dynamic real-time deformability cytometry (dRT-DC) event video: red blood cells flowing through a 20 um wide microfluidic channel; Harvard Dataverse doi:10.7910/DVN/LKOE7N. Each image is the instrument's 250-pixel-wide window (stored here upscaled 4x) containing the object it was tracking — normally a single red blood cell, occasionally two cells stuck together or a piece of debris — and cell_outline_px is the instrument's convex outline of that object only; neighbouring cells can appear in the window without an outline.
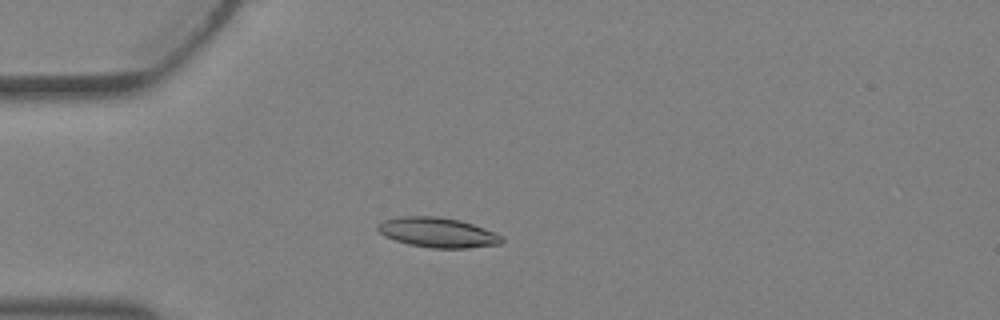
{"species": "Egyptian fruit bat (a non-hibernating species)", "species_latin": "Rousettus aegyptiacus", "temperature_condition": "warm", "stored_images_in_passage": 4, "camera_frame_rate_fps": 3000, "um_per_image_px": 0.085, "animal": {"sex": "female"}, "frame": {"image": 1, "passage_image": 4, "time_ms": 1.0, "image_size_px": [1000, 320], "cell_outline_px": [[504, 240], [500, 244], [468, 248], [432, 248], [408, 244], [384, 236], [376, 228], [376, 224], [384, 220], [400, 216], [440, 216], [460, 220], [496, 232], [504, 236]], "centroid_in_image_um": [37.21, 19.75], "position_along_channel_um": 47.8, "area_um2": 21.79}}